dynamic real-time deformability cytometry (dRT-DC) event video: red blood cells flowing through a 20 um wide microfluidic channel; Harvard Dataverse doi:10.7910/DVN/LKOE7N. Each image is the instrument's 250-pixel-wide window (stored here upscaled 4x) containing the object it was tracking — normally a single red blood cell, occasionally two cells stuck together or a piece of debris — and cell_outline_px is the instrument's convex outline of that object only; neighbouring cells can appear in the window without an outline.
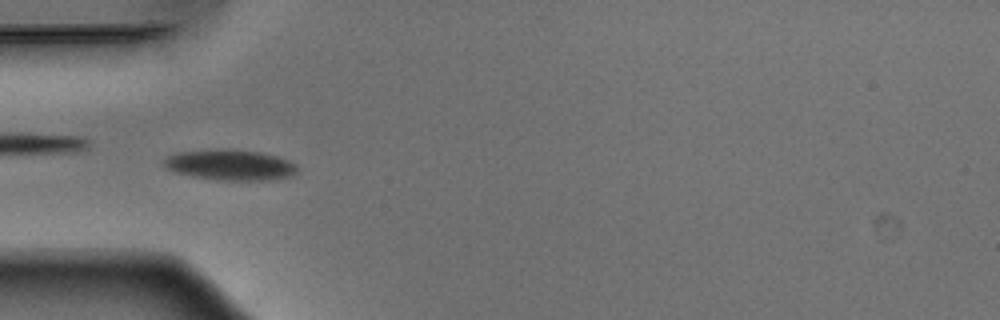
{"species": "Egyptian fruit bat (a non-hibernating species)", "species_latin": "Rousettus aegyptiacus", "temperature_condition": "warm", "stored_images_in_passage": 52, "camera_frame_rate_fps": 3000, "um_per_image_px": 0.085, "animal": {"sex": "male"}, "frame": {"image": 1, "passage_image": 16, "time_ms": 5.0, "image_size_px": [1000, 320], "cell_outline_px": [[296, 172], [288, 176], [268, 180], [216, 180], [192, 176], [176, 172], [164, 168], [164, 160], [168, 156], [176, 152], [220, 148], [232, 148], [260, 152], [276, 156], [288, 160], [296, 164]], "centroid_in_image_um": [19.52, 14.0], "position_along_channel_um": 65.5, "area_um2": 23.93}}
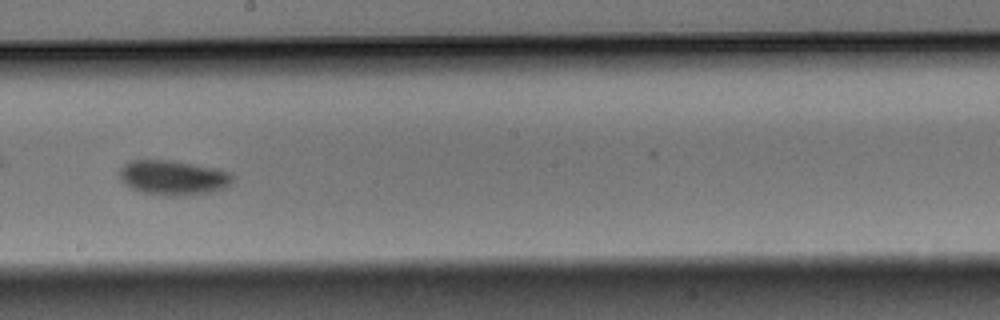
{"frame": {"image": 2, "passage_image": 29, "time_ms": 9.333, "image_size_px": [1000, 320], "cell_outline_px": [[236, 180], [228, 188], [212, 192], [180, 196], [160, 196], [140, 192], [132, 188], [120, 180], [120, 168], [124, 164], [132, 160], [172, 160], [220, 168], [228, 172]], "centroid_in_image_um": [14.78, 15.11], "position_along_channel_um": 233.4, "area_um2": 23.47}}
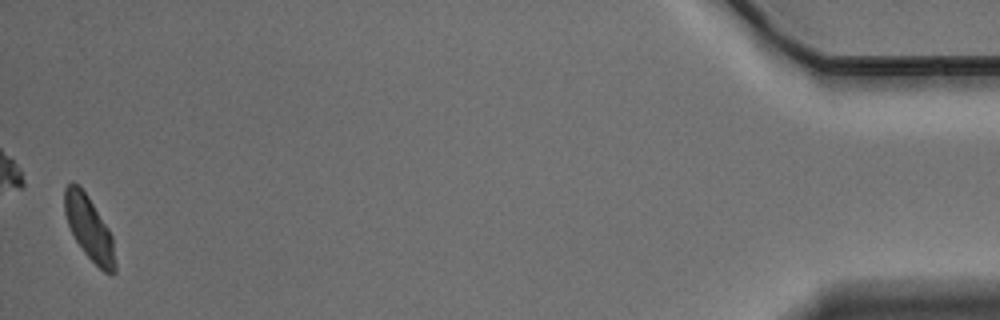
{"frame": {"image": 3, "passage_image": 51, "time_ms": 16.667, "image_size_px": [1000, 320], "cell_outline_px": [[116, 272], [112, 276], [104, 272], [84, 252], [76, 240], [68, 224], [64, 212], [64, 188], [72, 180], [80, 184], [88, 196], [108, 228], [112, 236], [116, 264]], "centroid_in_image_um": [7.58, 19.37], "position_along_channel_um": 427.6, "area_um2": 18.84}, "authors_computed_cell_mechanics": {"area_um2": 21.0392, "velocity_mm_per_s": 3.8759, "shape_relaxation_time_tau1_ms": 2.0048, "shape_relaxation_time_tau2_ms": null, "deformation_change_tau1": 0.089, "deformation_change_tau2": null}}